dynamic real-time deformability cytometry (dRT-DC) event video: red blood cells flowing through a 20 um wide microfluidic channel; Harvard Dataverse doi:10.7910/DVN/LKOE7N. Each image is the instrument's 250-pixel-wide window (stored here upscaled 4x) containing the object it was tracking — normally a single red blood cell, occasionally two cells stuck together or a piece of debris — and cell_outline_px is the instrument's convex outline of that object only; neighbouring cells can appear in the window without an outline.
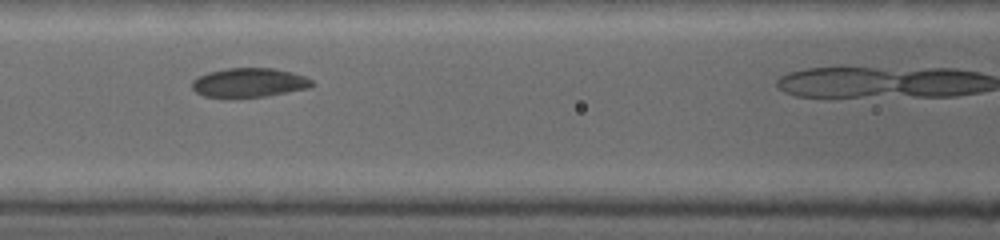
{"species": "common noctule bat (a hibernating species)", "species_latin": "Nyctalus noctula", "temperature_condition": "warm", "stored_images_in_passage": 18, "camera_frame_rate_fps": 5000, "um_per_image_px": 0.085, "animal": {"sex": "female", "body_mass_g": 19.0, "forearm_length_mm": 53.3}, "frame": {"image": 1, "passage_image": 12, "time_ms": 2.2, "image_size_px": [1000, 240], "cell_outline_px": [[312, 84], [308, 88], [264, 96], [204, 96], [196, 92], [192, 88], [192, 80], [200, 76], [212, 72], [228, 68], [272, 68], [292, 72], [304, 76], [312, 80]], "centroid_in_image_um": [21.18, 7.0], "position_along_channel_um": 145.4, "area_um2": 19.71}}